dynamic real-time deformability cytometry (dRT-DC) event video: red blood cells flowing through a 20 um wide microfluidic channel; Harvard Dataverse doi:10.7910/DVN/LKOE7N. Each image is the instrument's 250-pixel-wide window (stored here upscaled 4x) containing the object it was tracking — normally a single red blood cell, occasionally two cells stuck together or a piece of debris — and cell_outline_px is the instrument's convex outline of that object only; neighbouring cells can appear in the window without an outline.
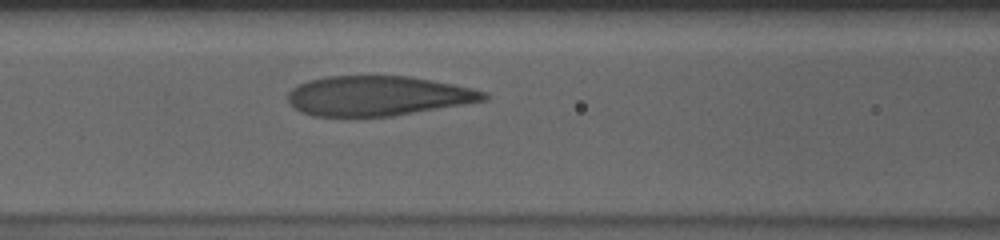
{"species": "human", "species_latin": "Homo sapiens", "temperature_condition": "cold", "stored_images_in_passage": 30, "camera_frame_rate_fps": 3000, "um_per_image_px": 0.085, "donor": {"sex": "male"}, "frame": {"image": 1, "passage_image": 8, "time_ms": 2.333, "image_size_px": [1000, 240], "cell_outline_px": [[488, 100], [392, 116], [312, 116], [300, 112], [292, 108], [288, 100], [288, 92], [292, 88], [308, 80], [328, 76], [412, 76], [472, 88], [488, 92]], "centroid_in_image_um": [32.1, 8.15], "position_along_channel_um": 134.5, "area_um2": 45.55}}
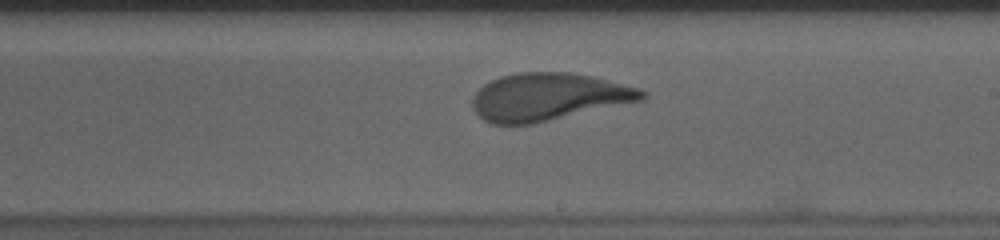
{"frame": {"image": 2, "passage_image": 17, "time_ms": 5.333, "image_size_px": [1000, 240], "cell_outline_px": [[648, 96], [644, 100], [532, 124], [492, 124], [484, 120], [472, 108], [472, 96], [484, 84], [500, 76], [516, 72], [568, 72], [592, 76], [640, 88], [648, 92]], "centroid_in_image_um": [46.63, 8.23], "position_along_channel_um": 242.4, "area_um2": 47.11}}
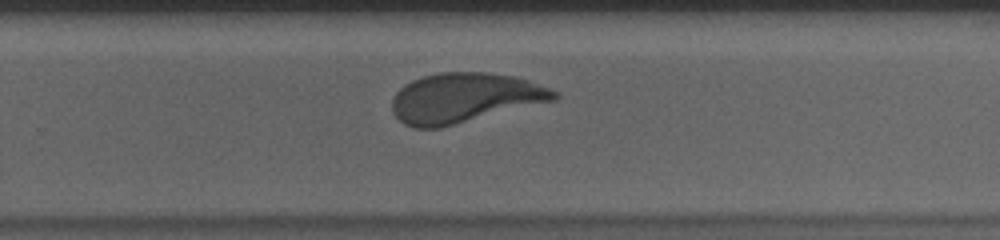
{"frame": {"image": 3, "passage_image": 21, "time_ms": 6.667, "image_size_px": [1000, 240], "cell_outline_px": [[560, 96], [556, 100], [440, 128], [412, 128], [404, 124], [392, 112], [392, 100], [396, 92], [404, 84], [412, 80], [424, 76], [440, 72], [484, 72], [516, 76], [528, 80], [560, 92]], "centroid_in_image_um": [39.49, 8.32], "position_along_channel_um": 290.3, "area_um2": 47.22}}